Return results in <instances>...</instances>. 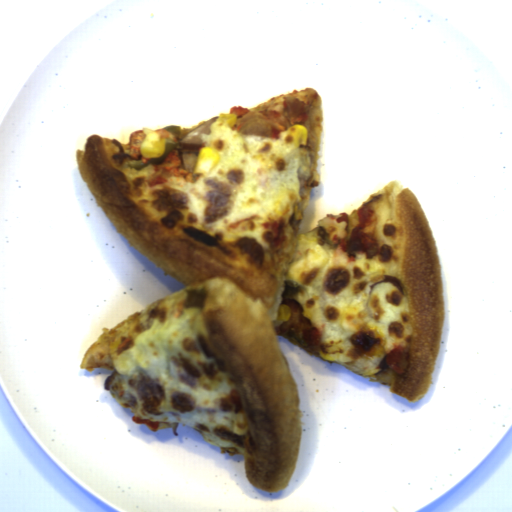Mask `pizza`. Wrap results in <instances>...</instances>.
<instances>
[{"mask_svg": "<svg viewBox=\"0 0 512 512\" xmlns=\"http://www.w3.org/2000/svg\"><path fill=\"white\" fill-rule=\"evenodd\" d=\"M297 97L308 112L302 126L307 146L293 147L287 131L279 139L241 136L240 127L262 110L281 111L283 97ZM232 126L211 123L201 145L180 140L212 120L180 128L176 149L197 152L211 147L219 154L209 173L192 182L152 163L129 168L130 141L99 135L87 137L77 151L79 172L106 218L145 258L183 284L112 329L86 352L81 368L117 372L110 392L120 406L138 418L158 422V430L179 425L200 432L222 454L244 456L252 485L265 492L285 489L298 461L302 432L298 390L277 341L279 306L296 300L302 315L321 333L322 344L342 340L337 363L357 376L386 384L389 391L412 402L430 388L441 351L445 324L444 295L438 249L422 206L405 185L392 181L373 193L348 217L328 213L314 230V246L300 245V225L309 194L321 179L317 171L321 146L322 99L313 88L275 96L247 109ZM168 180L149 187L157 177ZM209 179L230 184L227 215L205 223ZM370 207L375 218L364 232L379 247L392 250L389 262L358 251L350 262L340 247L323 239H350L358 224L356 210ZM285 219L280 250L269 247L272 233L262 223ZM345 227H347L345 229ZM252 238L264 252L255 262L234 243ZM402 281L404 295L389 283ZM127 338L129 349L118 353ZM404 348V374L385 364V356ZM194 378L196 387L180 380L172 361ZM160 382L164 397H139L138 386ZM243 406L234 413L231 390Z\"/></svg>", "mask_w": 512, "mask_h": 512, "instance_id": "1", "label": "pizza"}]
</instances>
